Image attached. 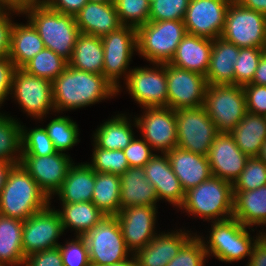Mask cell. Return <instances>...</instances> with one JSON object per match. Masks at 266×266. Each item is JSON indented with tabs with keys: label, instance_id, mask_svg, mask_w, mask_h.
<instances>
[{
	"label": "cell",
	"instance_id": "cell-11",
	"mask_svg": "<svg viewBox=\"0 0 266 266\" xmlns=\"http://www.w3.org/2000/svg\"><path fill=\"white\" fill-rule=\"evenodd\" d=\"M104 48L103 76L120 92L119 78L127 80L134 50L137 52L136 28L122 25L101 37ZM129 70V71H127ZM127 73V74H126Z\"/></svg>",
	"mask_w": 266,
	"mask_h": 266
},
{
	"label": "cell",
	"instance_id": "cell-10",
	"mask_svg": "<svg viewBox=\"0 0 266 266\" xmlns=\"http://www.w3.org/2000/svg\"><path fill=\"white\" fill-rule=\"evenodd\" d=\"M177 121V147L192 153L208 156L218 134L213 121L202 107L175 110Z\"/></svg>",
	"mask_w": 266,
	"mask_h": 266
},
{
	"label": "cell",
	"instance_id": "cell-25",
	"mask_svg": "<svg viewBox=\"0 0 266 266\" xmlns=\"http://www.w3.org/2000/svg\"><path fill=\"white\" fill-rule=\"evenodd\" d=\"M79 32L102 37L122 26L114 2L87 4L74 16Z\"/></svg>",
	"mask_w": 266,
	"mask_h": 266
},
{
	"label": "cell",
	"instance_id": "cell-30",
	"mask_svg": "<svg viewBox=\"0 0 266 266\" xmlns=\"http://www.w3.org/2000/svg\"><path fill=\"white\" fill-rule=\"evenodd\" d=\"M233 218L246 227L266 222V185L251 191H233Z\"/></svg>",
	"mask_w": 266,
	"mask_h": 266
},
{
	"label": "cell",
	"instance_id": "cell-23",
	"mask_svg": "<svg viewBox=\"0 0 266 266\" xmlns=\"http://www.w3.org/2000/svg\"><path fill=\"white\" fill-rule=\"evenodd\" d=\"M166 155L185 192L206 181L212 175L207 156L178 147L170 150Z\"/></svg>",
	"mask_w": 266,
	"mask_h": 266
},
{
	"label": "cell",
	"instance_id": "cell-19",
	"mask_svg": "<svg viewBox=\"0 0 266 266\" xmlns=\"http://www.w3.org/2000/svg\"><path fill=\"white\" fill-rule=\"evenodd\" d=\"M153 206H129L116 215L127 248L134 254L146 246L156 235L155 222L158 209Z\"/></svg>",
	"mask_w": 266,
	"mask_h": 266
},
{
	"label": "cell",
	"instance_id": "cell-14",
	"mask_svg": "<svg viewBox=\"0 0 266 266\" xmlns=\"http://www.w3.org/2000/svg\"><path fill=\"white\" fill-rule=\"evenodd\" d=\"M50 205L23 221L22 248L25 258L59 245L58 238L65 231L58 210H53Z\"/></svg>",
	"mask_w": 266,
	"mask_h": 266
},
{
	"label": "cell",
	"instance_id": "cell-4",
	"mask_svg": "<svg viewBox=\"0 0 266 266\" xmlns=\"http://www.w3.org/2000/svg\"><path fill=\"white\" fill-rule=\"evenodd\" d=\"M179 208L206 221L232 218V183L211 175L206 181L185 192L184 201Z\"/></svg>",
	"mask_w": 266,
	"mask_h": 266
},
{
	"label": "cell",
	"instance_id": "cell-65",
	"mask_svg": "<svg viewBox=\"0 0 266 266\" xmlns=\"http://www.w3.org/2000/svg\"><path fill=\"white\" fill-rule=\"evenodd\" d=\"M0 266H9V265L0 262Z\"/></svg>",
	"mask_w": 266,
	"mask_h": 266
},
{
	"label": "cell",
	"instance_id": "cell-44",
	"mask_svg": "<svg viewBox=\"0 0 266 266\" xmlns=\"http://www.w3.org/2000/svg\"><path fill=\"white\" fill-rule=\"evenodd\" d=\"M266 185V163L249 157L244 170L232 184L233 191H251Z\"/></svg>",
	"mask_w": 266,
	"mask_h": 266
},
{
	"label": "cell",
	"instance_id": "cell-18",
	"mask_svg": "<svg viewBox=\"0 0 266 266\" xmlns=\"http://www.w3.org/2000/svg\"><path fill=\"white\" fill-rule=\"evenodd\" d=\"M20 164L51 199L74 162L66 153L56 152L48 156H21Z\"/></svg>",
	"mask_w": 266,
	"mask_h": 266
},
{
	"label": "cell",
	"instance_id": "cell-57",
	"mask_svg": "<svg viewBox=\"0 0 266 266\" xmlns=\"http://www.w3.org/2000/svg\"><path fill=\"white\" fill-rule=\"evenodd\" d=\"M242 6L266 15V0H236Z\"/></svg>",
	"mask_w": 266,
	"mask_h": 266
},
{
	"label": "cell",
	"instance_id": "cell-63",
	"mask_svg": "<svg viewBox=\"0 0 266 266\" xmlns=\"http://www.w3.org/2000/svg\"><path fill=\"white\" fill-rule=\"evenodd\" d=\"M7 11L4 5L0 1V17Z\"/></svg>",
	"mask_w": 266,
	"mask_h": 266
},
{
	"label": "cell",
	"instance_id": "cell-54",
	"mask_svg": "<svg viewBox=\"0 0 266 266\" xmlns=\"http://www.w3.org/2000/svg\"><path fill=\"white\" fill-rule=\"evenodd\" d=\"M7 10L13 13L22 14L25 10L41 6L47 3V0H0Z\"/></svg>",
	"mask_w": 266,
	"mask_h": 266
},
{
	"label": "cell",
	"instance_id": "cell-59",
	"mask_svg": "<svg viewBox=\"0 0 266 266\" xmlns=\"http://www.w3.org/2000/svg\"><path fill=\"white\" fill-rule=\"evenodd\" d=\"M109 266H137V262H136L135 257L132 254L131 258H128L122 262L116 263L114 265H109Z\"/></svg>",
	"mask_w": 266,
	"mask_h": 266
},
{
	"label": "cell",
	"instance_id": "cell-9",
	"mask_svg": "<svg viewBox=\"0 0 266 266\" xmlns=\"http://www.w3.org/2000/svg\"><path fill=\"white\" fill-rule=\"evenodd\" d=\"M221 37L239 48H266V15L233 0L227 10Z\"/></svg>",
	"mask_w": 266,
	"mask_h": 266
},
{
	"label": "cell",
	"instance_id": "cell-2",
	"mask_svg": "<svg viewBox=\"0 0 266 266\" xmlns=\"http://www.w3.org/2000/svg\"><path fill=\"white\" fill-rule=\"evenodd\" d=\"M50 199L21 164L10 170L0 192V214L25 221L45 209Z\"/></svg>",
	"mask_w": 266,
	"mask_h": 266
},
{
	"label": "cell",
	"instance_id": "cell-8",
	"mask_svg": "<svg viewBox=\"0 0 266 266\" xmlns=\"http://www.w3.org/2000/svg\"><path fill=\"white\" fill-rule=\"evenodd\" d=\"M83 237L87 243L91 266L114 265L132 255L116 216H106Z\"/></svg>",
	"mask_w": 266,
	"mask_h": 266
},
{
	"label": "cell",
	"instance_id": "cell-53",
	"mask_svg": "<svg viewBox=\"0 0 266 266\" xmlns=\"http://www.w3.org/2000/svg\"><path fill=\"white\" fill-rule=\"evenodd\" d=\"M88 0H47V5L60 13L75 16Z\"/></svg>",
	"mask_w": 266,
	"mask_h": 266
},
{
	"label": "cell",
	"instance_id": "cell-3",
	"mask_svg": "<svg viewBox=\"0 0 266 266\" xmlns=\"http://www.w3.org/2000/svg\"><path fill=\"white\" fill-rule=\"evenodd\" d=\"M37 30L45 48L69 61L72 58L79 29L75 17L51 9L47 4L23 12Z\"/></svg>",
	"mask_w": 266,
	"mask_h": 266
},
{
	"label": "cell",
	"instance_id": "cell-27",
	"mask_svg": "<svg viewBox=\"0 0 266 266\" xmlns=\"http://www.w3.org/2000/svg\"><path fill=\"white\" fill-rule=\"evenodd\" d=\"M239 47L222 37L213 39L209 68L206 79L210 85H234V64Z\"/></svg>",
	"mask_w": 266,
	"mask_h": 266
},
{
	"label": "cell",
	"instance_id": "cell-45",
	"mask_svg": "<svg viewBox=\"0 0 266 266\" xmlns=\"http://www.w3.org/2000/svg\"><path fill=\"white\" fill-rule=\"evenodd\" d=\"M199 235L192 236L166 266H204L207 254Z\"/></svg>",
	"mask_w": 266,
	"mask_h": 266
},
{
	"label": "cell",
	"instance_id": "cell-47",
	"mask_svg": "<svg viewBox=\"0 0 266 266\" xmlns=\"http://www.w3.org/2000/svg\"><path fill=\"white\" fill-rule=\"evenodd\" d=\"M62 255L63 266H91L86 240L77 236L64 246L58 245Z\"/></svg>",
	"mask_w": 266,
	"mask_h": 266
},
{
	"label": "cell",
	"instance_id": "cell-40",
	"mask_svg": "<svg viewBox=\"0 0 266 266\" xmlns=\"http://www.w3.org/2000/svg\"><path fill=\"white\" fill-rule=\"evenodd\" d=\"M92 153V163H87L95 172L111 173L121 176L129 168V163L123 150H106L95 144Z\"/></svg>",
	"mask_w": 266,
	"mask_h": 266
},
{
	"label": "cell",
	"instance_id": "cell-35",
	"mask_svg": "<svg viewBox=\"0 0 266 266\" xmlns=\"http://www.w3.org/2000/svg\"><path fill=\"white\" fill-rule=\"evenodd\" d=\"M58 212L63 230L72 228L77 236H84L106 217L92 202L62 203Z\"/></svg>",
	"mask_w": 266,
	"mask_h": 266
},
{
	"label": "cell",
	"instance_id": "cell-15",
	"mask_svg": "<svg viewBox=\"0 0 266 266\" xmlns=\"http://www.w3.org/2000/svg\"><path fill=\"white\" fill-rule=\"evenodd\" d=\"M167 106L178 110L204 105L208 82L205 76L166 63Z\"/></svg>",
	"mask_w": 266,
	"mask_h": 266
},
{
	"label": "cell",
	"instance_id": "cell-34",
	"mask_svg": "<svg viewBox=\"0 0 266 266\" xmlns=\"http://www.w3.org/2000/svg\"><path fill=\"white\" fill-rule=\"evenodd\" d=\"M124 114L105 121L94 133V144L106 150H124L133 140L132 124Z\"/></svg>",
	"mask_w": 266,
	"mask_h": 266
},
{
	"label": "cell",
	"instance_id": "cell-51",
	"mask_svg": "<svg viewBox=\"0 0 266 266\" xmlns=\"http://www.w3.org/2000/svg\"><path fill=\"white\" fill-rule=\"evenodd\" d=\"M16 69V66L8 56L0 58V104H3L5 99H8L6 97L9 94L11 95L12 81Z\"/></svg>",
	"mask_w": 266,
	"mask_h": 266
},
{
	"label": "cell",
	"instance_id": "cell-36",
	"mask_svg": "<svg viewBox=\"0 0 266 266\" xmlns=\"http://www.w3.org/2000/svg\"><path fill=\"white\" fill-rule=\"evenodd\" d=\"M120 184L119 175L95 172L92 203L106 216H116L120 211Z\"/></svg>",
	"mask_w": 266,
	"mask_h": 266
},
{
	"label": "cell",
	"instance_id": "cell-61",
	"mask_svg": "<svg viewBox=\"0 0 266 266\" xmlns=\"http://www.w3.org/2000/svg\"><path fill=\"white\" fill-rule=\"evenodd\" d=\"M263 226L266 225V222L262 224ZM258 240L261 241L264 245H266V233L265 232H260L258 235Z\"/></svg>",
	"mask_w": 266,
	"mask_h": 266
},
{
	"label": "cell",
	"instance_id": "cell-24",
	"mask_svg": "<svg viewBox=\"0 0 266 266\" xmlns=\"http://www.w3.org/2000/svg\"><path fill=\"white\" fill-rule=\"evenodd\" d=\"M213 39L186 34L179 43L169 64L206 76Z\"/></svg>",
	"mask_w": 266,
	"mask_h": 266
},
{
	"label": "cell",
	"instance_id": "cell-6",
	"mask_svg": "<svg viewBox=\"0 0 266 266\" xmlns=\"http://www.w3.org/2000/svg\"><path fill=\"white\" fill-rule=\"evenodd\" d=\"M209 240L203 239L207 257L213 254L219 261L234 262L250 257L258 236L252 238L247 228L236 218L211 221ZM251 236V237H250ZM206 242V243H205ZM208 243V244H207ZM207 244V245H206Z\"/></svg>",
	"mask_w": 266,
	"mask_h": 266
},
{
	"label": "cell",
	"instance_id": "cell-46",
	"mask_svg": "<svg viewBox=\"0 0 266 266\" xmlns=\"http://www.w3.org/2000/svg\"><path fill=\"white\" fill-rule=\"evenodd\" d=\"M189 2L190 0H156L150 4L149 21H183Z\"/></svg>",
	"mask_w": 266,
	"mask_h": 266
},
{
	"label": "cell",
	"instance_id": "cell-50",
	"mask_svg": "<svg viewBox=\"0 0 266 266\" xmlns=\"http://www.w3.org/2000/svg\"><path fill=\"white\" fill-rule=\"evenodd\" d=\"M25 266H63L62 255L58 247L45 249L25 258Z\"/></svg>",
	"mask_w": 266,
	"mask_h": 266
},
{
	"label": "cell",
	"instance_id": "cell-1",
	"mask_svg": "<svg viewBox=\"0 0 266 266\" xmlns=\"http://www.w3.org/2000/svg\"><path fill=\"white\" fill-rule=\"evenodd\" d=\"M52 89L57 113L86 107L118 94L103 74L77 70L69 65L52 81Z\"/></svg>",
	"mask_w": 266,
	"mask_h": 266
},
{
	"label": "cell",
	"instance_id": "cell-41",
	"mask_svg": "<svg viewBox=\"0 0 266 266\" xmlns=\"http://www.w3.org/2000/svg\"><path fill=\"white\" fill-rule=\"evenodd\" d=\"M24 128L23 125L21 156H48L57 152L45 128L35 127L29 131Z\"/></svg>",
	"mask_w": 266,
	"mask_h": 266
},
{
	"label": "cell",
	"instance_id": "cell-52",
	"mask_svg": "<svg viewBox=\"0 0 266 266\" xmlns=\"http://www.w3.org/2000/svg\"><path fill=\"white\" fill-rule=\"evenodd\" d=\"M12 10L6 11L0 17V58L8 56L9 47H10V35L13 21L10 20Z\"/></svg>",
	"mask_w": 266,
	"mask_h": 266
},
{
	"label": "cell",
	"instance_id": "cell-16",
	"mask_svg": "<svg viewBox=\"0 0 266 266\" xmlns=\"http://www.w3.org/2000/svg\"><path fill=\"white\" fill-rule=\"evenodd\" d=\"M153 65L156 67L152 69H131L125 83L129 94L142 108L167 106L166 63Z\"/></svg>",
	"mask_w": 266,
	"mask_h": 266
},
{
	"label": "cell",
	"instance_id": "cell-7",
	"mask_svg": "<svg viewBox=\"0 0 266 266\" xmlns=\"http://www.w3.org/2000/svg\"><path fill=\"white\" fill-rule=\"evenodd\" d=\"M203 107L218 133H230L247 113L243 86L208 84Z\"/></svg>",
	"mask_w": 266,
	"mask_h": 266
},
{
	"label": "cell",
	"instance_id": "cell-38",
	"mask_svg": "<svg viewBox=\"0 0 266 266\" xmlns=\"http://www.w3.org/2000/svg\"><path fill=\"white\" fill-rule=\"evenodd\" d=\"M68 61L49 48H44L21 69L30 75L53 81L67 67Z\"/></svg>",
	"mask_w": 266,
	"mask_h": 266
},
{
	"label": "cell",
	"instance_id": "cell-21",
	"mask_svg": "<svg viewBox=\"0 0 266 266\" xmlns=\"http://www.w3.org/2000/svg\"><path fill=\"white\" fill-rule=\"evenodd\" d=\"M155 154L144 166L146 179L156 190L158 200L165 199L173 206L180 207L185 191L174 174L168 156Z\"/></svg>",
	"mask_w": 266,
	"mask_h": 266
},
{
	"label": "cell",
	"instance_id": "cell-26",
	"mask_svg": "<svg viewBox=\"0 0 266 266\" xmlns=\"http://www.w3.org/2000/svg\"><path fill=\"white\" fill-rule=\"evenodd\" d=\"M120 177V210L129 206L156 207L159 200L155 187L146 179L144 167H129Z\"/></svg>",
	"mask_w": 266,
	"mask_h": 266
},
{
	"label": "cell",
	"instance_id": "cell-20",
	"mask_svg": "<svg viewBox=\"0 0 266 266\" xmlns=\"http://www.w3.org/2000/svg\"><path fill=\"white\" fill-rule=\"evenodd\" d=\"M211 174L230 183L244 170L248 156L236 145L230 133H218L208 153Z\"/></svg>",
	"mask_w": 266,
	"mask_h": 266
},
{
	"label": "cell",
	"instance_id": "cell-56",
	"mask_svg": "<svg viewBox=\"0 0 266 266\" xmlns=\"http://www.w3.org/2000/svg\"><path fill=\"white\" fill-rule=\"evenodd\" d=\"M251 84L266 86V52L262 55Z\"/></svg>",
	"mask_w": 266,
	"mask_h": 266
},
{
	"label": "cell",
	"instance_id": "cell-22",
	"mask_svg": "<svg viewBox=\"0 0 266 266\" xmlns=\"http://www.w3.org/2000/svg\"><path fill=\"white\" fill-rule=\"evenodd\" d=\"M189 232L180 229L179 232L176 230L157 234L146 246L133 254L137 266H166L192 237Z\"/></svg>",
	"mask_w": 266,
	"mask_h": 266
},
{
	"label": "cell",
	"instance_id": "cell-28",
	"mask_svg": "<svg viewBox=\"0 0 266 266\" xmlns=\"http://www.w3.org/2000/svg\"><path fill=\"white\" fill-rule=\"evenodd\" d=\"M94 186L95 171L87 163H74L55 195L62 203L92 202Z\"/></svg>",
	"mask_w": 266,
	"mask_h": 266
},
{
	"label": "cell",
	"instance_id": "cell-58",
	"mask_svg": "<svg viewBox=\"0 0 266 266\" xmlns=\"http://www.w3.org/2000/svg\"><path fill=\"white\" fill-rule=\"evenodd\" d=\"M14 165H15L14 163H9L6 161H0V192L6 183L7 176L9 174L10 170L12 169V167Z\"/></svg>",
	"mask_w": 266,
	"mask_h": 266
},
{
	"label": "cell",
	"instance_id": "cell-13",
	"mask_svg": "<svg viewBox=\"0 0 266 266\" xmlns=\"http://www.w3.org/2000/svg\"><path fill=\"white\" fill-rule=\"evenodd\" d=\"M142 116L135 118L134 124L140 129L144 139L153 150L166 154L177 147V121L175 110L168 106L147 107Z\"/></svg>",
	"mask_w": 266,
	"mask_h": 266
},
{
	"label": "cell",
	"instance_id": "cell-48",
	"mask_svg": "<svg viewBox=\"0 0 266 266\" xmlns=\"http://www.w3.org/2000/svg\"><path fill=\"white\" fill-rule=\"evenodd\" d=\"M151 146L143 139H135L123 150L129 167H144L155 155Z\"/></svg>",
	"mask_w": 266,
	"mask_h": 266
},
{
	"label": "cell",
	"instance_id": "cell-62",
	"mask_svg": "<svg viewBox=\"0 0 266 266\" xmlns=\"http://www.w3.org/2000/svg\"><path fill=\"white\" fill-rule=\"evenodd\" d=\"M88 2L110 3V2H114V0H88Z\"/></svg>",
	"mask_w": 266,
	"mask_h": 266
},
{
	"label": "cell",
	"instance_id": "cell-12",
	"mask_svg": "<svg viewBox=\"0 0 266 266\" xmlns=\"http://www.w3.org/2000/svg\"><path fill=\"white\" fill-rule=\"evenodd\" d=\"M22 107L24 112L34 119H43L49 110L55 112L53 102L52 81L39 78L16 69L12 81L11 95Z\"/></svg>",
	"mask_w": 266,
	"mask_h": 266
},
{
	"label": "cell",
	"instance_id": "cell-39",
	"mask_svg": "<svg viewBox=\"0 0 266 266\" xmlns=\"http://www.w3.org/2000/svg\"><path fill=\"white\" fill-rule=\"evenodd\" d=\"M45 129L57 152L63 153L79 142L78 125L66 116L52 119Z\"/></svg>",
	"mask_w": 266,
	"mask_h": 266
},
{
	"label": "cell",
	"instance_id": "cell-17",
	"mask_svg": "<svg viewBox=\"0 0 266 266\" xmlns=\"http://www.w3.org/2000/svg\"><path fill=\"white\" fill-rule=\"evenodd\" d=\"M233 0H190L184 25L191 35L215 39L221 37L228 7Z\"/></svg>",
	"mask_w": 266,
	"mask_h": 266
},
{
	"label": "cell",
	"instance_id": "cell-31",
	"mask_svg": "<svg viewBox=\"0 0 266 266\" xmlns=\"http://www.w3.org/2000/svg\"><path fill=\"white\" fill-rule=\"evenodd\" d=\"M230 134L245 155L257 157L266 140V116L247 112Z\"/></svg>",
	"mask_w": 266,
	"mask_h": 266
},
{
	"label": "cell",
	"instance_id": "cell-5",
	"mask_svg": "<svg viewBox=\"0 0 266 266\" xmlns=\"http://www.w3.org/2000/svg\"><path fill=\"white\" fill-rule=\"evenodd\" d=\"M137 51L152 64L169 63L187 34L184 21H148L136 29Z\"/></svg>",
	"mask_w": 266,
	"mask_h": 266
},
{
	"label": "cell",
	"instance_id": "cell-55",
	"mask_svg": "<svg viewBox=\"0 0 266 266\" xmlns=\"http://www.w3.org/2000/svg\"><path fill=\"white\" fill-rule=\"evenodd\" d=\"M246 266H266V245L257 240Z\"/></svg>",
	"mask_w": 266,
	"mask_h": 266
},
{
	"label": "cell",
	"instance_id": "cell-43",
	"mask_svg": "<svg viewBox=\"0 0 266 266\" xmlns=\"http://www.w3.org/2000/svg\"><path fill=\"white\" fill-rule=\"evenodd\" d=\"M120 23L138 28L149 21L150 4L147 0H114Z\"/></svg>",
	"mask_w": 266,
	"mask_h": 266
},
{
	"label": "cell",
	"instance_id": "cell-60",
	"mask_svg": "<svg viewBox=\"0 0 266 266\" xmlns=\"http://www.w3.org/2000/svg\"><path fill=\"white\" fill-rule=\"evenodd\" d=\"M257 157L266 163V140L263 146L261 147L260 152Z\"/></svg>",
	"mask_w": 266,
	"mask_h": 266
},
{
	"label": "cell",
	"instance_id": "cell-37",
	"mask_svg": "<svg viewBox=\"0 0 266 266\" xmlns=\"http://www.w3.org/2000/svg\"><path fill=\"white\" fill-rule=\"evenodd\" d=\"M21 131L20 122L0 113V161L20 164L22 155Z\"/></svg>",
	"mask_w": 266,
	"mask_h": 266
},
{
	"label": "cell",
	"instance_id": "cell-49",
	"mask_svg": "<svg viewBox=\"0 0 266 266\" xmlns=\"http://www.w3.org/2000/svg\"><path fill=\"white\" fill-rule=\"evenodd\" d=\"M247 112L266 116V86L246 84L243 86Z\"/></svg>",
	"mask_w": 266,
	"mask_h": 266
},
{
	"label": "cell",
	"instance_id": "cell-29",
	"mask_svg": "<svg viewBox=\"0 0 266 266\" xmlns=\"http://www.w3.org/2000/svg\"><path fill=\"white\" fill-rule=\"evenodd\" d=\"M27 22L26 25L13 23L11 28L8 57L17 69H21L45 48L37 30L29 21Z\"/></svg>",
	"mask_w": 266,
	"mask_h": 266
},
{
	"label": "cell",
	"instance_id": "cell-33",
	"mask_svg": "<svg viewBox=\"0 0 266 266\" xmlns=\"http://www.w3.org/2000/svg\"><path fill=\"white\" fill-rule=\"evenodd\" d=\"M23 221L0 214V262L9 266L24 265L22 248Z\"/></svg>",
	"mask_w": 266,
	"mask_h": 266
},
{
	"label": "cell",
	"instance_id": "cell-42",
	"mask_svg": "<svg viewBox=\"0 0 266 266\" xmlns=\"http://www.w3.org/2000/svg\"><path fill=\"white\" fill-rule=\"evenodd\" d=\"M266 48H239V54L234 64V85L244 86L252 82L258 63Z\"/></svg>",
	"mask_w": 266,
	"mask_h": 266
},
{
	"label": "cell",
	"instance_id": "cell-32",
	"mask_svg": "<svg viewBox=\"0 0 266 266\" xmlns=\"http://www.w3.org/2000/svg\"><path fill=\"white\" fill-rule=\"evenodd\" d=\"M68 65L77 70L95 74L103 73L104 48L101 37L79 33L74 46L72 58Z\"/></svg>",
	"mask_w": 266,
	"mask_h": 266
},
{
	"label": "cell",
	"instance_id": "cell-64",
	"mask_svg": "<svg viewBox=\"0 0 266 266\" xmlns=\"http://www.w3.org/2000/svg\"><path fill=\"white\" fill-rule=\"evenodd\" d=\"M149 4L153 3L156 0H147Z\"/></svg>",
	"mask_w": 266,
	"mask_h": 266
}]
</instances>
